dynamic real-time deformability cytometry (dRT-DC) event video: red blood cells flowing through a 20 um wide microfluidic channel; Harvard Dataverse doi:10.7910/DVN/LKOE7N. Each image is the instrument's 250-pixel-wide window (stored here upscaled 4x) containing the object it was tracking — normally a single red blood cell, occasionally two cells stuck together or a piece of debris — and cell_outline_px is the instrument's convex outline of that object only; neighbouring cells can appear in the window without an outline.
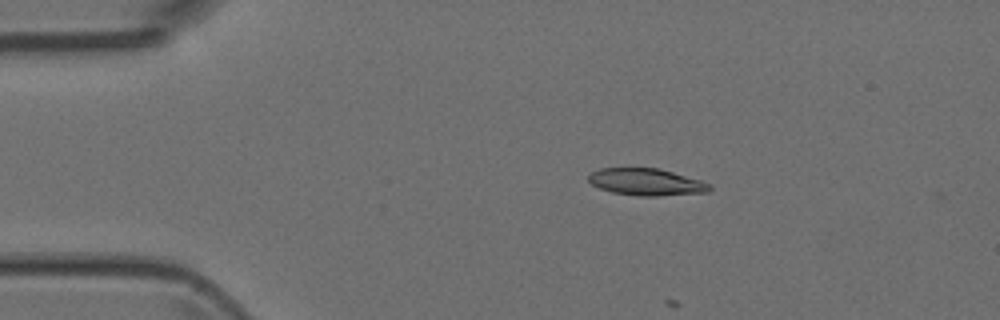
{"species": "Egyptian fruit bat (a non-hibernating species)", "species_latin": "Rousettus aegyptiacus", "temperature_condition": "room temperature", "stored_images_in_passage": 4, "camera_frame_rate_fps": 3000, "um_per_image_px": 0.085, "animal": {"sex": "female"}, "frame": {"image": 1, "passage_image": 2, "time_ms": 1.333, "image_size_px": [1000, 320], "cell_outline_px": [[712, 188], [708, 192], [656, 196], [640, 196], [612, 192], [600, 188], [592, 184], [588, 180], [588, 176], [592, 172], [600, 168], [660, 168], [700, 180], [712, 184]], "centroid_in_image_um": [54.96, 15.47], "position_along_channel_um": 30.0, "area_um2": 19.02}}